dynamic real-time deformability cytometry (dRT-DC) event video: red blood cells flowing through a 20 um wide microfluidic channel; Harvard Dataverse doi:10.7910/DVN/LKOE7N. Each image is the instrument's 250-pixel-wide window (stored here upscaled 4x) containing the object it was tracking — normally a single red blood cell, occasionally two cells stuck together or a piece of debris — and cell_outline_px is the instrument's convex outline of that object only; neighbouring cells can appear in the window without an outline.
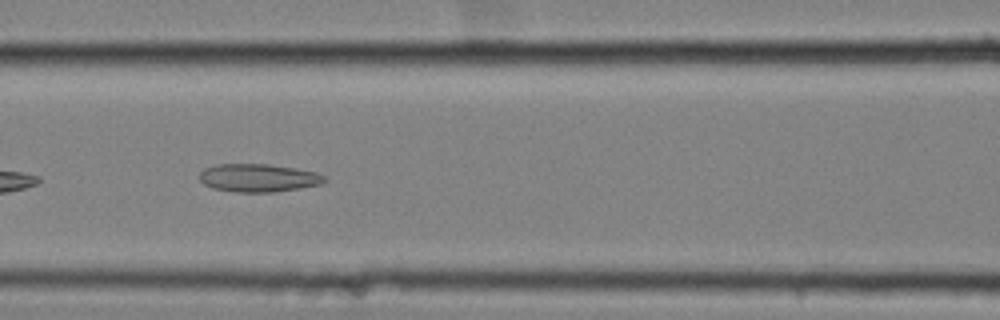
{"species": "common noctule bat (a hibernating species)", "species_latin": "Nyctalus noctula", "temperature_condition": "cold", "stored_images_in_passage": 40, "camera_frame_rate_fps": 3000, "um_per_image_px": 0.085, "animal": {"sex": "female", "body_mass_g": 25.1}, "frame": {"image": 1, "passage_image": 8, "time_ms": 2.333, "image_size_px": [1000, 320], "cell_outline_px": [[328, 180], [324, 184], [300, 188], [272, 192], [236, 192], [212, 188], [204, 184], [200, 180], [200, 172], [204, 168], [216, 164], [268, 164], [296, 168], [316, 172], [324, 176]], "centroid_in_image_um": [21.98, 15.12], "position_along_channel_um": 144.6, "area_um2": 20.58}}
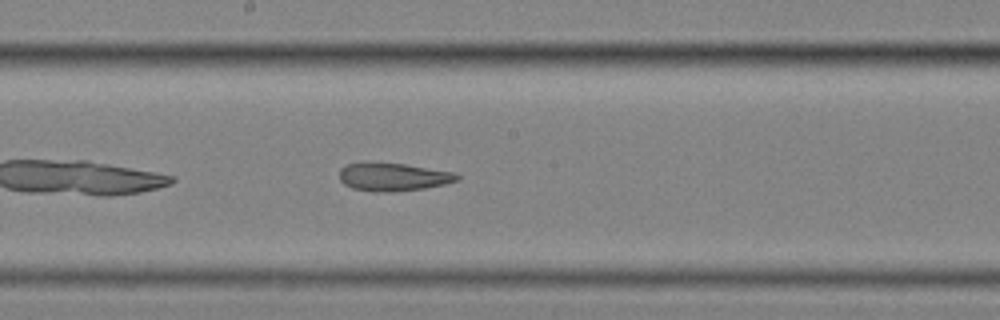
{"frame": {"image": 2, "passage_image": 14, "time_ms": 4.333, "image_size_px": [1000, 320], "cell_outline_px": [[460, 180], [444, 184], [424, 188], [392, 192], [372, 192], [352, 188], [344, 184], [340, 180], [340, 168], [348, 164], [364, 160], [404, 164], [452, 172], [460, 176]], "centroid_in_image_um": [33.35, 15.02], "position_along_channel_um": 214.8, "area_um2": 19.59}}
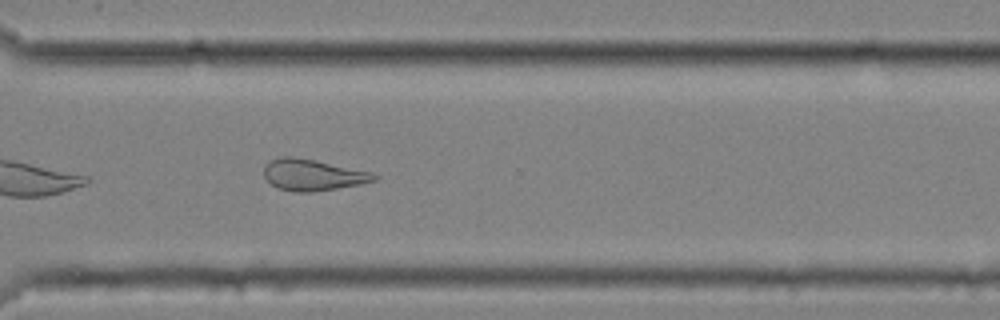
{"frame": {"image": 3, "passage_image": 25, "time_ms": 8.0, "image_size_px": [1000, 320], "cell_outline_px": [[380, 176], [376, 180], [360, 184], [312, 192], [292, 192], [276, 188], [264, 176], [264, 164], [280, 156], [292, 156], [372, 172]], "centroid_in_image_um": [26.56, 14.87], "position_along_channel_um": 344.0, "area_um2": 20.0}, "authors_computed_cell_mechanics": {"area_um2": 20.7213, "velocity_mm_per_s": 3.5156, "shape_relaxation_time_tau1_ms": null, "shape_relaxation_time_tau2_ms": 5.1407, "deformation_change_tau1": null, "deformation_change_tau2": 0.1496}}